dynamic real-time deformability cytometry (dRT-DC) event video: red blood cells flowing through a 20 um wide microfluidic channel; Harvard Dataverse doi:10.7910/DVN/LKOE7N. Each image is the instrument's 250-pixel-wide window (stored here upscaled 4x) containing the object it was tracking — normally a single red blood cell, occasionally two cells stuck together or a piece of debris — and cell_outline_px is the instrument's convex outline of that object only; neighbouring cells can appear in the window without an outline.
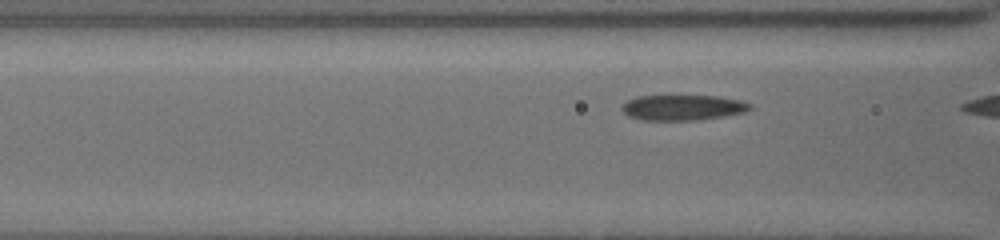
{"species": "common noctule bat (a hibernating species)", "species_latin": "Nyctalus noctula", "temperature_condition": "cold", "stored_images_in_passage": 8, "segment_of_instrument_passage": [2, 2], "camera_frame_rate_fps": 3000, "um_per_image_px": 0.085, "animal": {"sex": "female", "body_mass_g": 19.5, "forearm_length_mm": 54.1}, "frame": {"image": 1, "passage_image": 8, "time_ms": 6.0, "image_size_px": [1000, 240], "cell_outline_px": [[752, 108], [748, 112], [700, 120], [640, 120], [628, 116], [620, 108], [628, 100], [636, 96], [720, 96], [740, 100], [752, 104]], "centroid_in_image_um": [58.07, 9.15], "position_along_channel_um": 108.5, "area_um2": 19.19}}